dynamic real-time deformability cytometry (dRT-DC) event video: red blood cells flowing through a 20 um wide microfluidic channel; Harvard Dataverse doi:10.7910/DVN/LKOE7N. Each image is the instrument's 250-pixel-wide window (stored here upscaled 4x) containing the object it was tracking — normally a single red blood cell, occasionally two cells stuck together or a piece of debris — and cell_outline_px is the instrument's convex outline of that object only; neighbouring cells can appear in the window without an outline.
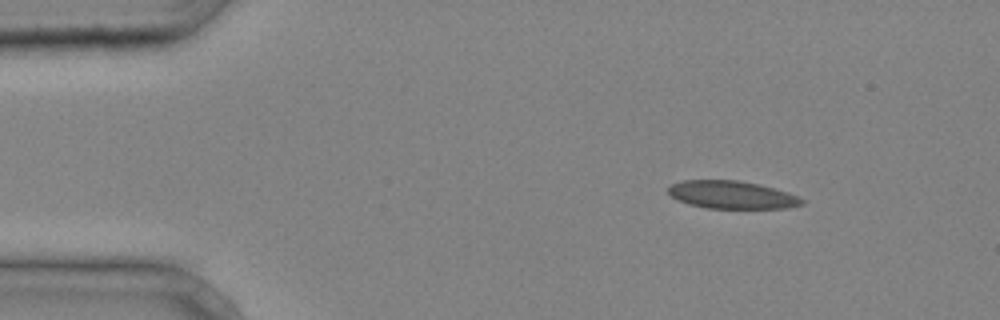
{"species": "common noctule bat (a hibernating species)", "species_latin": "Nyctalus noctula", "temperature_condition": "cold", "stored_images_in_passage": 34, "camera_frame_rate_fps": 3000, "um_per_image_px": 0.085, "animal": {"sex": "male", "body_mass_g": 20.4}, "frame": {"image": 1, "passage_image": 3, "time_ms": 0.667, "image_size_px": [1000, 320], "cell_outline_px": [[804, 204], [788, 208], [708, 208], [688, 204], [672, 196], [668, 192], [668, 188], [672, 184], [684, 180], [736, 180], [760, 184], [788, 192], [804, 200]], "centroid_in_image_um": [62.23, 16.56], "position_along_channel_um": 22.8, "area_um2": 21.5}}
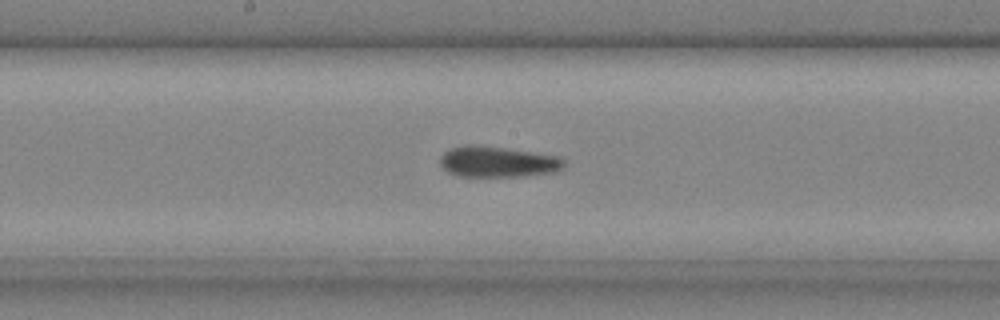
{"frame": {"image": 2, "passage_image": 19, "time_ms": 6.0, "image_size_px": [1000, 320], "cell_outline_px": [[568, 164], [564, 168], [556, 172], [524, 176], [460, 176], [448, 172], [440, 164], [440, 156], [444, 152], [452, 148], [464, 144], [468, 144], [504, 148], [560, 156]], "centroid_in_image_um": [42.35, 13.75], "position_along_channel_um": 205.9, "area_um2": 22.37}}
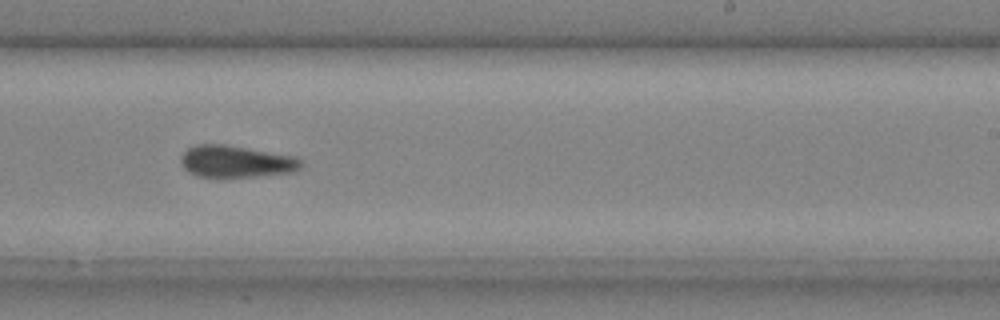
{"frame": {"image": 3, "passage_image": 23, "time_ms": 7.333, "image_size_px": [1000, 320], "cell_outline_px": [[304, 164], [300, 168], [292, 172], [252, 176], [196, 176], [188, 172], [180, 164], [180, 156], [188, 148], [196, 144], [224, 144], [296, 156]], "centroid_in_image_um": [20.04, 13.71], "position_along_channel_um": 269.0, "area_um2": 22.25}}